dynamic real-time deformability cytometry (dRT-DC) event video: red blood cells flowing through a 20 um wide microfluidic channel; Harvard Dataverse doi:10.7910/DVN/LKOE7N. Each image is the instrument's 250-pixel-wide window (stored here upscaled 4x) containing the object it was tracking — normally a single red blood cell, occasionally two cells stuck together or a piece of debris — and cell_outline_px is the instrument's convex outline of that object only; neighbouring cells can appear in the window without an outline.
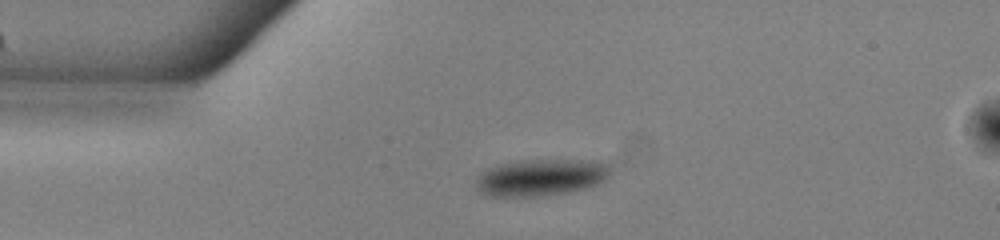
{"species": "common noctule bat (a hibernating species)", "species_latin": "Nyctalus noctula", "temperature_condition": "warm", "stored_images_in_passage": 41, "camera_frame_rate_fps": 3000, "um_per_image_px": 0.085, "animal": {"sex": "male", "body_mass_g": 13.0, "forearm_length_mm": 53.1}, "frame": {"image": 1, "passage_image": 1, "time_ms": 0.0, "image_size_px": [1000, 240], "cell_outline_px": [[612, 172], [608, 180], [600, 184], [568, 192], [548, 196], [488, 196], [480, 192], [476, 188], [476, 180], [480, 172], [488, 168], [500, 164], [520, 160], [608, 160], [612, 164]], "centroid_in_image_um": [46.09, 15.07], "position_along_channel_um": 38.9, "area_um2": 29.65}}
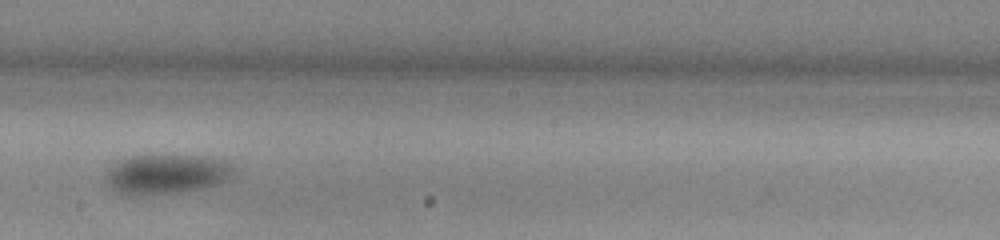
{"frame": {"image": 2, "passage_image": 18, "time_ms": 5.667, "image_size_px": [1000, 240], "cell_outline_px": [[232, 168], [228, 176], [224, 180], [216, 184], [200, 188], [176, 192], [120, 192], [112, 188], [108, 184], [108, 172], [120, 160], [132, 156], [192, 156], [220, 160]], "centroid_in_image_um": [14.13, 14.77], "position_along_channel_um": 234.1, "area_um2": 27.22}}
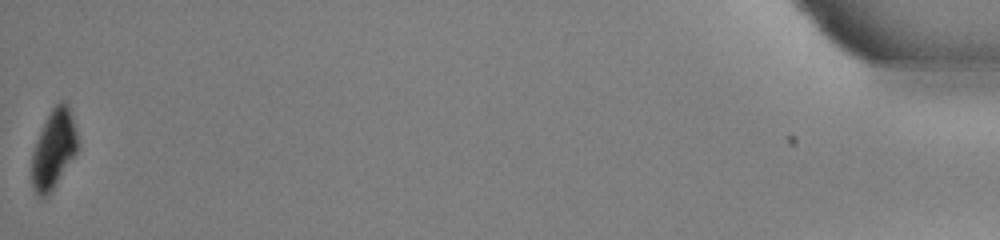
{"frame": {"image": 3, "passage_image": 41, "time_ms": 13.333, "image_size_px": [1000, 240], "cell_outline_px": [[76, 152], [48, 196], [40, 196], [36, 192], [32, 184], [32, 152], [36, 140], [52, 108], [60, 100], [64, 100], [68, 108], [76, 132]], "centroid_in_image_um": [4.53, 12.69], "position_along_channel_um": 430.7, "area_um2": 20.17}, "authors_computed_cell_mechanics": {"area_um2": 29.6514, "velocity_mm_per_s": 3.9175, "shape_relaxation_time_tau1_ms": 2.6118, "shape_relaxation_time_tau2_ms": null, "deformation_change_tau1": 0.0694, "deformation_change_tau2": null}}